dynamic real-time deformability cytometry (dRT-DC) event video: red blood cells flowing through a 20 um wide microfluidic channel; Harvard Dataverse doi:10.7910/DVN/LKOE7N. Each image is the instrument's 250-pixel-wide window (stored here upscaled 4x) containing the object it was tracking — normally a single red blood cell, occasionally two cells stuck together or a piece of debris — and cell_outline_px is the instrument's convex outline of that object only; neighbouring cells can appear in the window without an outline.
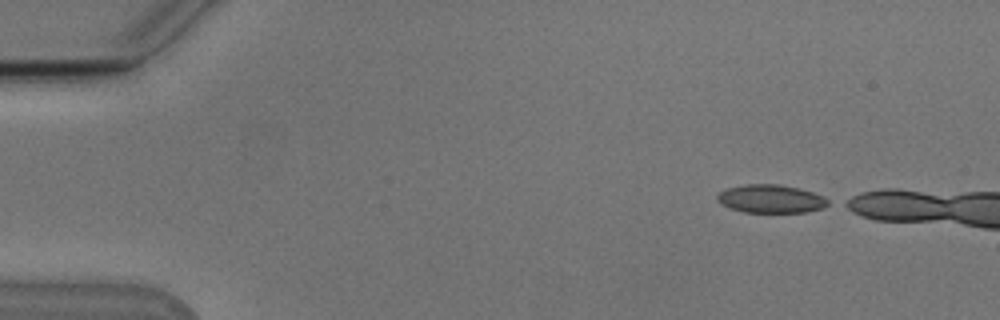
{"species": "Egyptian fruit bat (a non-hibernating species)", "species_latin": "Rousettus aegyptiacus", "temperature_condition": "cold", "stored_images_in_passage": 4, "camera_frame_rate_fps": 3000, "um_per_image_px": 0.085, "animal": {"sex": "male"}, "frame": {"image": 1, "passage_image": 1, "time_ms": 0.0, "image_size_px": [1000, 320], "cell_outline_px": [[832, 204], [824, 208], [808, 212], [744, 212], [732, 208], [716, 200], [716, 196], [724, 188], [744, 184], [780, 184], [812, 192], [824, 196], [832, 200]], "centroid_in_image_um": [65.58, 16.9], "position_along_channel_um": 19.4, "area_um2": 18.44}}